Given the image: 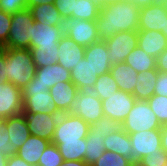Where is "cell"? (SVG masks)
Listing matches in <instances>:
<instances>
[{"label": "cell", "mask_w": 167, "mask_h": 166, "mask_svg": "<svg viewBox=\"0 0 167 166\" xmlns=\"http://www.w3.org/2000/svg\"><path fill=\"white\" fill-rule=\"evenodd\" d=\"M141 8L129 0H120L100 7L96 19L100 40L112 37L117 32L138 30Z\"/></svg>", "instance_id": "obj_1"}, {"label": "cell", "mask_w": 167, "mask_h": 166, "mask_svg": "<svg viewBox=\"0 0 167 166\" xmlns=\"http://www.w3.org/2000/svg\"><path fill=\"white\" fill-rule=\"evenodd\" d=\"M6 77L23 89L35 76L36 66L30 49L6 48Z\"/></svg>", "instance_id": "obj_2"}, {"label": "cell", "mask_w": 167, "mask_h": 166, "mask_svg": "<svg viewBox=\"0 0 167 166\" xmlns=\"http://www.w3.org/2000/svg\"><path fill=\"white\" fill-rule=\"evenodd\" d=\"M23 114L46 113L61 114L50 95L49 89H45L38 82L32 80L22 89Z\"/></svg>", "instance_id": "obj_3"}, {"label": "cell", "mask_w": 167, "mask_h": 166, "mask_svg": "<svg viewBox=\"0 0 167 166\" xmlns=\"http://www.w3.org/2000/svg\"><path fill=\"white\" fill-rule=\"evenodd\" d=\"M121 128L131 134L141 131L161 130L162 126L148 102L136 100L125 121L121 124Z\"/></svg>", "instance_id": "obj_4"}, {"label": "cell", "mask_w": 167, "mask_h": 166, "mask_svg": "<svg viewBox=\"0 0 167 166\" xmlns=\"http://www.w3.org/2000/svg\"><path fill=\"white\" fill-rule=\"evenodd\" d=\"M12 21L6 44L2 48L30 49L33 16L29 8L11 15Z\"/></svg>", "instance_id": "obj_5"}, {"label": "cell", "mask_w": 167, "mask_h": 166, "mask_svg": "<svg viewBox=\"0 0 167 166\" xmlns=\"http://www.w3.org/2000/svg\"><path fill=\"white\" fill-rule=\"evenodd\" d=\"M90 125L80 117L67 113L60 114L51 142H82L86 138Z\"/></svg>", "instance_id": "obj_6"}, {"label": "cell", "mask_w": 167, "mask_h": 166, "mask_svg": "<svg viewBox=\"0 0 167 166\" xmlns=\"http://www.w3.org/2000/svg\"><path fill=\"white\" fill-rule=\"evenodd\" d=\"M67 114L80 117L91 125L104 116L102 101L91 90L78 91Z\"/></svg>", "instance_id": "obj_7"}, {"label": "cell", "mask_w": 167, "mask_h": 166, "mask_svg": "<svg viewBox=\"0 0 167 166\" xmlns=\"http://www.w3.org/2000/svg\"><path fill=\"white\" fill-rule=\"evenodd\" d=\"M104 41L110 54L108 58L111 65L123 63L128 54L137 46L138 30L117 32Z\"/></svg>", "instance_id": "obj_8"}, {"label": "cell", "mask_w": 167, "mask_h": 166, "mask_svg": "<svg viewBox=\"0 0 167 166\" xmlns=\"http://www.w3.org/2000/svg\"><path fill=\"white\" fill-rule=\"evenodd\" d=\"M129 138L132 146L130 151V159L132 161H139L142 157L162 150L161 130L131 133Z\"/></svg>", "instance_id": "obj_9"}, {"label": "cell", "mask_w": 167, "mask_h": 166, "mask_svg": "<svg viewBox=\"0 0 167 166\" xmlns=\"http://www.w3.org/2000/svg\"><path fill=\"white\" fill-rule=\"evenodd\" d=\"M65 35L75 41L77 45L88 47L100 41L96 20L67 18L64 21Z\"/></svg>", "instance_id": "obj_10"}, {"label": "cell", "mask_w": 167, "mask_h": 166, "mask_svg": "<svg viewBox=\"0 0 167 166\" xmlns=\"http://www.w3.org/2000/svg\"><path fill=\"white\" fill-rule=\"evenodd\" d=\"M136 100L132 94L118 90L116 93L108 96L106 100H102L104 116L110 117L121 125L133 108Z\"/></svg>", "instance_id": "obj_11"}, {"label": "cell", "mask_w": 167, "mask_h": 166, "mask_svg": "<svg viewBox=\"0 0 167 166\" xmlns=\"http://www.w3.org/2000/svg\"><path fill=\"white\" fill-rule=\"evenodd\" d=\"M23 113L22 89L11 82H0V117L9 118Z\"/></svg>", "instance_id": "obj_12"}, {"label": "cell", "mask_w": 167, "mask_h": 166, "mask_svg": "<svg viewBox=\"0 0 167 166\" xmlns=\"http://www.w3.org/2000/svg\"><path fill=\"white\" fill-rule=\"evenodd\" d=\"M60 114H24L30 134L52 141Z\"/></svg>", "instance_id": "obj_13"}, {"label": "cell", "mask_w": 167, "mask_h": 166, "mask_svg": "<svg viewBox=\"0 0 167 166\" xmlns=\"http://www.w3.org/2000/svg\"><path fill=\"white\" fill-rule=\"evenodd\" d=\"M64 35V26H49L33 21L30 47L54 46Z\"/></svg>", "instance_id": "obj_14"}, {"label": "cell", "mask_w": 167, "mask_h": 166, "mask_svg": "<svg viewBox=\"0 0 167 166\" xmlns=\"http://www.w3.org/2000/svg\"><path fill=\"white\" fill-rule=\"evenodd\" d=\"M57 55L59 56L57 63L71 71L84 58L85 47L77 45L74 40L64 35L58 43Z\"/></svg>", "instance_id": "obj_15"}, {"label": "cell", "mask_w": 167, "mask_h": 166, "mask_svg": "<svg viewBox=\"0 0 167 166\" xmlns=\"http://www.w3.org/2000/svg\"><path fill=\"white\" fill-rule=\"evenodd\" d=\"M32 81L40 83L45 89H51L58 82H71V71L63 68L59 63H54L36 68Z\"/></svg>", "instance_id": "obj_16"}, {"label": "cell", "mask_w": 167, "mask_h": 166, "mask_svg": "<svg viewBox=\"0 0 167 166\" xmlns=\"http://www.w3.org/2000/svg\"><path fill=\"white\" fill-rule=\"evenodd\" d=\"M166 9L164 5L151 4L142 7L138 19V30H156L164 29Z\"/></svg>", "instance_id": "obj_17"}, {"label": "cell", "mask_w": 167, "mask_h": 166, "mask_svg": "<svg viewBox=\"0 0 167 166\" xmlns=\"http://www.w3.org/2000/svg\"><path fill=\"white\" fill-rule=\"evenodd\" d=\"M109 56L110 54L104 40L85 47L84 58L88 60L98 76L110 72L112 65L109 61Z\"/></svg>", "instance_id": "obj_18"}, {"label": "cell", "mask_w": 167, "mask_h": 166, "mask_svg": "<svg viewBox=\"0 0 167 166\" xmlns=\"http://www.w3.org/2000/svg\"><path fill=\"white\" fill-rule=\"evenodd\" d=\"M137 45L147 54L157 58L167 48V37L156 30H138Z\"/></svg>", "instance_id": "obj_19"}, {"label": "cell", "mask_w": 167, "mask_h": 166, "mask_svg": "<svg viewBox=\"0 0 167 166\" xmlns=\"http://www.w3.org/2000/svg\"><path fill=\"white\" fill-rule=\"evenodd\" d=\"M2 126L9 134L10 143L17 148L31 135L23 113L3 119Z\"/></svg>", "instance_id": "obj_20"}, {"label": "cell", "mask_w": 167, "mask_h": 166, "mask_svg": "<svg viewBox=\"0 0 167 166\" xmlns=\"http://www.w3.org/2000/svg\"><path fill=\"white\" fill-rule=\"evenodd\" d=\"M78 91V88L72 82H58L49 89L53 98L52 101L61 114L68 112Z\"/></svg>", "instance_id": "obj_21"}, {"label": "cell", "mask_w": 167, "mask_h": 166, "mask_svg": "<svg viewBox=\"0 0 167 166\" xmlns=\"http://www.w3.org/2000/svg\"><path fill=\"white\" fill-rule=\"evenodd\" d=\"M98 77L94 68L85 58L80 60L76 67L71 70V82L79 91L92 90Z\"/></svg>", "instance_id": "obj_22"}, {"label": "cell", "mask_w": 167, "mask_h": 166, "mask_svg": "<svg viewBox=\"0 0 167 166\" xmlns=\"http://www.w3.org/2000/svg\"><path fill=\"white\" fill-rule=\"evenodd\" d=\"M50 143L51 141L47 139L31 134L22 146L18 148L17 155L26 163L38 166L39 158Z\"/></svg>", "instance_id": "obj_23"}, {"label": "cell", "mask_w": 167, "mask_h": 166, "mask_svg": "<svg viewBox=\"0 0 167 166\" xmlns=\"http://www.w3.org/2000/svg\"><path fill=\"white\" fill-rule=\"evenodd\" d=\"M112 74L119 90L133 94V90L138 80V73L125 62L111 66Z\"/></svg>", "instance_id": "obj_24"}, {"label": "cell", "mask_w": 167, "mask_h": 166, "mask_svg": "<svg viewBox=\"0 0 167 166\" xmlns=\"http://www.w3.org/2000/svg\"><path fill=\"white\" fill-rule=\"evenodd\" d=\"M30 11L35 22H40L49 26H64L65 20L54 3L32 6Z\"/></svg>", "instance_id": "obj_25"}, {"label": "cell", "mask_w": 167, "mask_h": 166, "mask_svg": "<svg viewBox=\"0 0 167 166\" xmlns=\"http://www.w3.org/2000/svg\"><path fill=\"white\" fill-rule=\"evenodd\" d=\"M157 74V69L138 74V80L132 94L137 100L147 101L154 95Z\"/></svg>", "instance_id": "obj_26"}, {"label": "cell", "mask_w": 167, "mask_h": 166, "mask_svg": "<svg viewBox=\"0 0 167 166\" xmlns=\"http://www.w3.org/2000/svg\"><path fill=\"white\" fill-rule=\"evenodd\" d=\"M105 150L112 151L130 159V151L132 149L129 134L120 128L115 133L106 136L103 141Z\"/></svg>", "instance_id": "obj_27"}, {"label": "cell", "mask_w": 167, "mask_h": 166, "mask_svg": "<svg viewBox=\"0 0 167 166\" xmlns=\"http://www.w3.org/2000/svg\"><path fill=\"white\" fill-rule=\"evenodd\" d=\"M124 62L138 74L156 69V58L147 54L138 45L128 54Z\"/></svg>", "instance_id": "obj_28"}, {"label": "cell", "mask_w": 167, "mask_h": 166, "mask_svg": "<svg viewBox=\"0 0 167 166\" xmlns=\"http://www.w3.org/2000/svg\"><path fill=\"white\" fill-rule=\"evenodd\" d=\"M106 136H101L100 133H91L88 132L86 137V151L84 156V161L92 166L95 161H97L104 153L105 146L103 141Z\"/></svg>", "instance_id": "obj_29"}, {"label": "cell", "mask_w": 167, "mask_h": 166, "mask_svg": "<svg viewBox=\"0 0 167 166\" xmlns=\"http://www.w3.org/2000/svg\"><path fill=\"white\" fill-rule=\"evenodd\" d=\"M30 52L36 68H42L57 63L59 58L57 55L58 43L54 46L30 47Z\"/></svg>", "instance_id": "obj_30"}, {"label": "cell", "mask_w": 167, "mask_h": 166, "mask_svg": "<svg viewBox=\"0 0 167 166\" xmlns=\"http://www.w3.org/2000/svg\"><path fill=\"white\" fill-rule=\"evenodd\" d=\"M58 147L63 160L84 161L86 151V138L82 142H51Z\"/></svg>", "instance_id": "obj_31"}, {"label": "cell", "mask_w": 167, "mask_h": 166, "mask_svg": "<svg viewBox=\"0 0 167 166\" xmlns=\"http://www.w3.org/2000/svg\"><path fill=\"white\" fill-rule=\"evenodd\" d=\"M119 90L117 83L115 82L110 72L100 75L91 90L101 101L106 100L108 96L116 93Z\"/></svg>", "instance_id": "obj_32"}, {"label": "cell", "mask_w": 167, "mask_h": 166, "mask_svg": "<svg viewBox=\"0 0 167 166\" xmlns=\"http://www.w3.org/2000/svg\"><path fill=\"white\" fill-rule=\"evenodd\" d=\"M99 12L100 6L91 0H76L75 11L71 18L93 21L98 18Z\"/></svg>", "instance_id": "obj_33"}, {"label": "cell", "mask_w": 167, "mask_h": 166, "mask_svg": "<svg viewBox=\"0 0 167 166\" xmlns=\"http://www.w3.org/2000/svg\"><path fill=\"white\" fill-rule=\"evenodd\" d=\"M147 102L161 126L167 125V97L153 95Z\"/></svg>", "instance_id": "obj_34"}, {"label": "cell", "mask_w": 167, "mask_h": 166, "mask_svg": "<svg viewBox=\"0 0 167 166\" xmlns=\"http://www.w3.org/2000/svg\"><path fill=\"white\" fill-rule=\"evenodd\" d=\"M121 128V125L111 119L110 117L103 116L99 121L90 125L89 131L91 133H100L101 136H108L115 133Z\"/></svg>", "instance_id": "obj_35"}, {"label": "cell", "mask_w": 167, "mask_h": 166, "mask_svg": "<svg viewBox=\"0 0 167 166\" xmlns=\"http://www.w3.org/2000/svg\"><path fill=\"white\" fill-rule=\"evenodd\" d=\"M63 157L58 147L50 143L43 151L38 161V166H60L63 163Z\"/></svg>", "instance_id": "obj_36"}, {"label": "cell", "mask_w": 167, "mask_h": 166, "mask_svg": "<svg viewBox=\"0 0 167 166\" xmlns=\"http://www.w3.org/2000/svg\"><path fill=\"white\" fill-rule=\"evenodd\" d=\"M131 162L132 160L128 157L105 150L103 155L92 166H129Z\"/></svg>", "instance_id": "obj_37"}, {"label": "cell", "mask_w": 167, "mask_h": 166, "mask_svg": "<svg viewBox=\"0 0 167 166\" xmlns=\"http://www.w3.org/2000/svg\"><path fill=\"white\" fill-rule=\"evenodd\" d=\"M138 162L142 166H164L167 163V153L162 149L160 152L142 157Z\"/></svg>", "instance_id": "obj_38"}, {"label": "cell", "mask_w": 167, "mask_h": 166, "mask_svg": "<svg viewBox=\"0 0 167 166\" xmlns=\"http://www.w3.org/2000/svg\"><path fill=\"white\" fill-rule=\"evenodd\" d=\"M0 152L5 154L7 158L18 153V148L10 143L9 134L3 126L0 127Z\"/></svg>", "instance_id": "obj_39"}, {"label": "cell", "mask_w": 167, "mask_h": 166, "mask_svg": "<svg viewBox=\"0 0 167 166\" xmlns=\"http://www.w3.org/2000/svg\"><path fill=\"white\" fill-rule=\"evenodd\" d=\"M11 21V14H7L0 10V48H2L7 42Z\"/></svg>", "instance_id": "obj_40"}, {"label": "cell", "mask_w": 167, "mask_h": 166, "mask_svg": "<svg viewBox=\"0 0 167 166\" xmlns=\"http://www.w3.org/2000/svg\"><path fill=\"white\" fill-rule=\"evenodd\" d=\"M27 8V0H0V10L14 14Z\"/></svg>", "instance_id": "obj_41"}, {"label": "cell", "mask_w": 167, "mask_h": 166, "mask_svg": "<svg viewBox=\"0 0 167 166\" xmlns=\"http://www.w3.org/2000/svg\"><path fill=\"white\" fill-rule=\"evenodd\" d=\"M54 5L65 20L75 11L76 0H55Z\"/></svg>", "instance_id": "obj_42"}, {"label": "cell", "mask_w": 167, "mask_h": 166, "mask_svg": "<svg viewBox=\"0 0 167 166\" xmlns=\"http://www.w3.org/2000/svg\"><path fill=\"white\" fill-rule=\"evenodd\" d=\"M154 95L167 97V73L158 71Z\"/></svg>", "instance_id": "obj_43"}, {"label": "cell", "mask_w": 167, "mask_h": 166, "mask_svg": "<svg viewBox=\"0 0 167 166\" xmlns=\"http://www.w3.org/2000/svg\"><path fill=\"white\" fill-rule=\"evenodd\" d=\"M6 48H0V82L1 84L8 82L6 77Z\"/></svg>", "instance_id": "obj_44"}, {"label": "cell", "mask_w": 167, "mask_h": 166, "mask_svg": "<svg viewBox=\"0 0 167 166\" xmlns=\"http://www.w3.org/2000/svg\"><path fill=\"white\" fill-rule=\"evenodd\" d=\"M156 69L167 73V48L156 58Z\"/></svg>", "instance_id": "obj_45"}, {"label": "cell", "mask_w": 167, "mask_h": 166, "mask_svg": "<svg viewBox=\"0 0 167 166\" xmlns=\"http://www.w3.org/2000/svg\"><path fill=\"white\" fill-rule=\"evenodd\" d=\"M7 166H32V165L26 163L18 155H13L7 158Z\"/></svg>", "instance_id": "obj_46"}, {"label": "cell", "mask_w": 167, "mask_h": 166, "mask_svg": "<svg viewBox=\"0 0 167 166\" xmlns=\"http://www.w3.org/2000/svg\"><path fill=\"white\" fill-rule=\"evenodd\" d=\"M161 146L162 149L167 153V125L161 128Z\"/></svg>", "instance_id": "obj_47"}, {"label": "cell", "mask_w": 167, "mask_h": 166, "mask_svg": "<svg viewBox=\"0 0 167 166\" xmlns=\"http://www.w3.org/2000/svg\"><path fill=\"white\" fill-rule=\"evenodd\" d=\"M55 0H27V8H31L32 6H37L40 4H48L54 3Z\"/></svg>", "instance_id": "obj_48"}, {"label": "cell", "mask_w": 167, "mask_h": 166, "mask_svg": "<svg viewBox=\"0 0 167 166\" xmlns=\"http://www.w3.org/2000/svg\"><path fill=\"white\" fill-rule=\"evenodd\" d=\"M60 166H89L85 161H68L64 160Z\"/></svg>", "instance_id": "obj_49"}, {"label": "cell", "mask_w": 167, "mask_h": 166, "mask_svg": "<svg viewBox=\"0 0 167 166\" xmlns=\"http://www.w3.org/2000/svg\"><path fill=\"white\" fill-rule=\"evenodd\" d=\"M129 1L139 6L140 8L153 4L152 0H129Z\"/></svg>", "instance_id": "obj_50"}, {"label": "cell", "mask_w": 167, "mask_h": 166, "mask_svg": "<svg viewBox=\"0 0 167 166\" xmlns=\"http://www.w3.org/2000/svg\"><path fill=\"white\" fill-rule=\"evenodd\" d=\"M0 166H7V156L0 152Z\"/></svg>", "instance_id": "obj_51"}, {"label": "cell", "mask_w": 167, "mask_h": 166, "mask_svg": "<svg viewBox=\"0 0 167 166\" xmlns=\"http://www.w3.org/2000/svg\"><path fill=\"white\" fill-rule=\"evenodd\" d=\"M152 3L155 5H164L166 0H152Z\"/></svg>", "instance_id": "obj_52"}, {"label": "cell", "mask_w": 167, "mask_h": 166, "mask_svg": "<svg viewBox=\"0 0 167 166\" xmlns=\"http://www.w3.org/2000/svg\"><path fill=\"white\" fill-rule=\"evenodd\" d=\"M162 33L167 37V15H165V24L164 29H162Z\"/></svg>", "instance_id": "obj_53"}, {"label": "cell", "mask_w": 167, "mask_h": 166, "mask_svg": "<svg viewBox=\"0 0 167 166\" xmlns=\"http://www.w3.org/2000/svg\"><path fill=\"white\" fill-rule=\"evenodd\" d=\"M117 1H120V0H103V6L111 4V3H115Z\"/></svg>", "instance_id": "obj_54"}, {"label": "cell", "mask_w": 167, "mask_h": 166, "mask_svg": "<svg viewBox=\"0 0 167 166\" xmlns=\"http://www.w3.org/2000/svg\"><path fill=\"white\" fill-rule=\"evenodd\" d=\"M91 1L98 4L100 7L103 6V0H91Z\"/></svg>", "instance_id": "obj_55"}, {"label": "cell", "mask_w": 167, "mask_h": 166, "mask_svg": "<svg viewBox=\"0 0 167 166\" xmlns=\"http://www.w3.org/2000/svg\"><path fill=\"white\" fill-rule=\"evenodd\" d=\"M129 166H142L138 161H132Z\"/></svg>", "instance_id": "obj_56"}, {"label": "cell", "mask_w": 167, "mask_h": 166, "mask_svg": "<svg viewBox=\"0 0 167 166\" xmlns=\"http://www.w3.org/2000/svg\"><path fill=\"white\" fill-rule=\"evenodd\" d=\"M3 119L0 117V127L2 126Z\"/></svg>", "instance_id": "obj_57"}, {"label": "cell", "mask_w": 167, "mask_h": 166, "mask_svg": "<svg viewBox=\"0 0 167 166\" xmlns=\"http://www.w3.org/2000/svg\"><path fill=\"white\" fill-rule=\"evenodd\" d=\"M164 6H165V9H166V13H167V3H165Z\"/></svg>", "instance_id": "obj_58"}]
</instances>
